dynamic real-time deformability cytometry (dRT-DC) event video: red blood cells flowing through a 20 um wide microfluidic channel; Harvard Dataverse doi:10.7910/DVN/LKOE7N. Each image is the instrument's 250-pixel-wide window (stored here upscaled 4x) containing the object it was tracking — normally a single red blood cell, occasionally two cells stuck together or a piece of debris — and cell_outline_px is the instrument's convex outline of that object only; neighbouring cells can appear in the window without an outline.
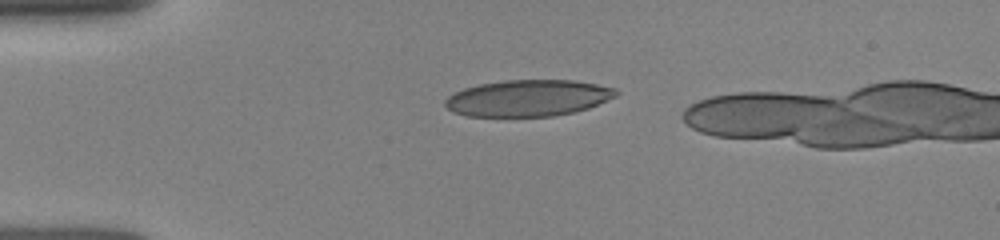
{"species": "human", "species_latin": "Homo sapiens", "temperature_condition": "room temperature", "stored_images_in_passage": 4, "camera_frame_rate_fps": 3000, "um_per_image_px": 0.085, "donor": {"sex": "female"}, "frame": {"image": 1, "passage_image": 1, "time_ms": 0.0, "image_size_px": [1000, 240], "cell_outline_px": [[620, 92], [616, 96], [588, 108], [572, 112], [552, 116], [468, 116], [452, 112], [444, 104], [444, 100], [448, 96], [464, 88], [480, 84], [504, 80], [572, 80], [596, 84], [616, 88]], "centroid_in_image_um": [44.88, 8.33], "position_along_channel_um": 40.1, "area_um2": 36.18}}